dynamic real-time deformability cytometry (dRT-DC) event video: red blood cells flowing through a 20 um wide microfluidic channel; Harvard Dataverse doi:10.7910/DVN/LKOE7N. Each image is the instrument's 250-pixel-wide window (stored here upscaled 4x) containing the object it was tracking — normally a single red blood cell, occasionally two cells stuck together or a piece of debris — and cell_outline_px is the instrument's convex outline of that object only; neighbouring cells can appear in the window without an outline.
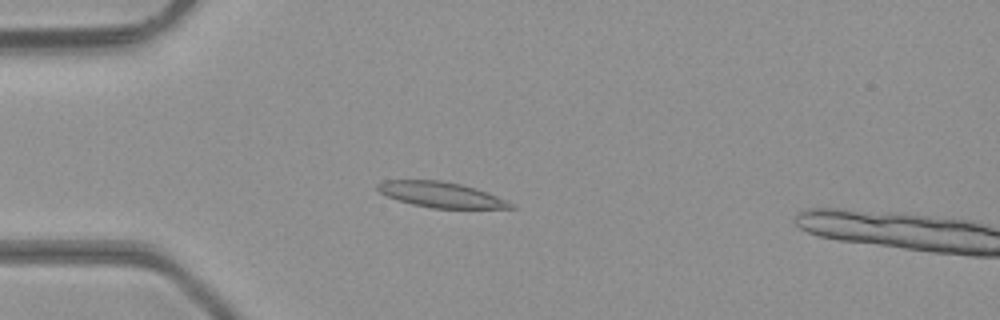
{"species": "common noctule bat (a hibernating species)", "species_latin": "Nyctalus noctula", "temperature_condition": "room temperature", "stored_images_in_passage": 50, "camera_frame_rate_fps": 3000, "um_per_image_px": 0.085, "animal": {"sex": "male", "body_mass_g": 23.1, "forearm_length_mm": 52.7}, "frame": {"image": 1, "passage_image": 14, "time_ms": 4.333, "image_size_px": [1000, 320], "cell_outline_px": [[516, 208], [432, 208], [412, 204], [388, 196], [380, 192], [376, 188], [376, 184], [384, 180], [440, 180], [460, 184], [476, 188], [488, 192], [516, 204]], "centroid_in_image_um": [37.52, 16.54], "position_along_channel_um": 47.5, "area_um2": 19.71}}
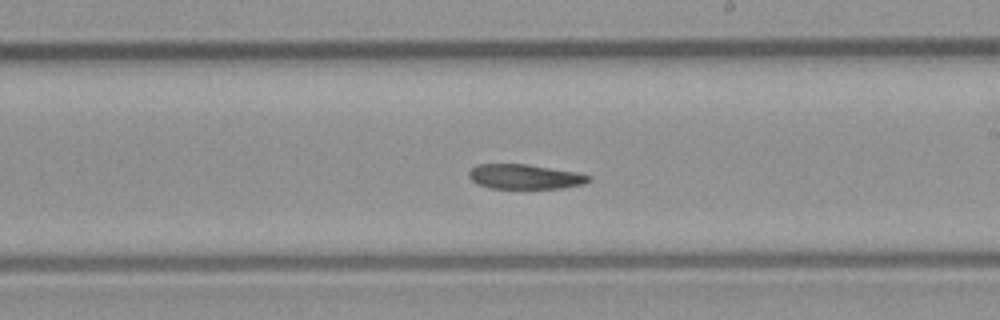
{"frame": {"image": 2, "passage_image": 29, "time_ms": 9.333, "image_size_px": [1000, 320], "cell_outline_px": [[592, 180], [584, 184], [560, 188], [488, 188], [476, 184], [468, 176], [468, 172], [476, 164], [528, 164], [576, 172], [592, 176]], "centroid_in_image_um": [44.6, 15.01], "position_along_channel_um": 244.4, "area_um2": 17.4}}
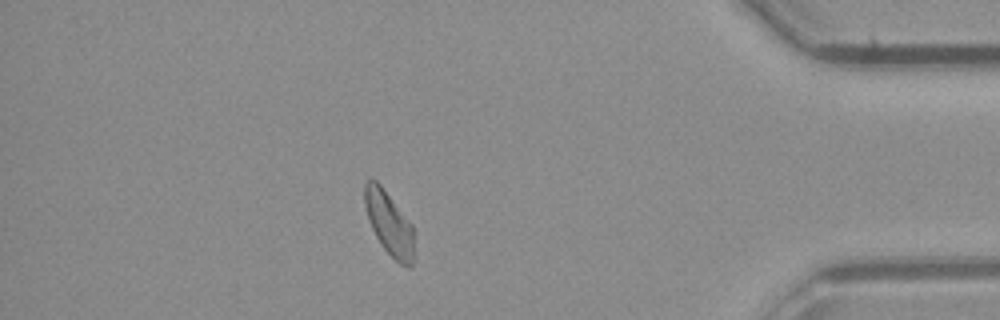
{"frame": {"image": 3, "passage_image": 43, "time_ms": 14.0, "image_size_px": [1000, 320], "cell_outline_px": [[412, 268], [408, 268], [400, 264], [380, 244], [368, 220], [364, 204], [364, 184], [368, 180], [376, 180], [380, 184], [412, 224]], "centroid_in_image_um": [33.04, 18.97], "position_along_channel_um": 402.2, "area_um2": 17.98}}